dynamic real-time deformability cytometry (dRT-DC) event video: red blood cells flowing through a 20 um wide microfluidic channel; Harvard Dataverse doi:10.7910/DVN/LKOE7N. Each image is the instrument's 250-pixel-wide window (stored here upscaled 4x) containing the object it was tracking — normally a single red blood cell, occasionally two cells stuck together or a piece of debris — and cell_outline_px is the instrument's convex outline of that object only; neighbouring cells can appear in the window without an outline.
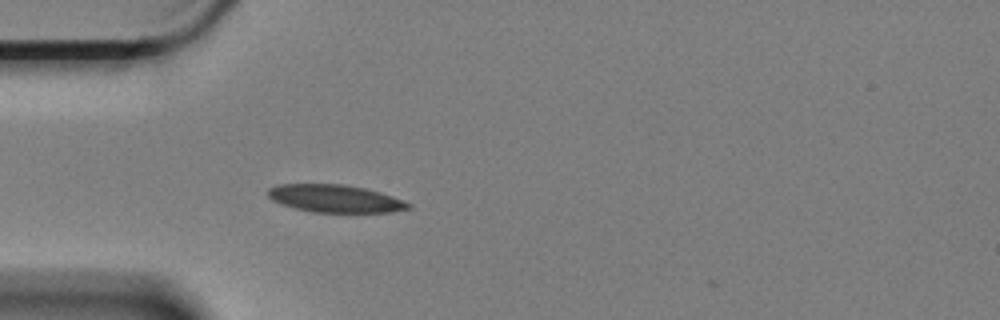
{"species": "Egyptian fruit bat (a non-hibernating species)", "species_latin": "Rousettus aegyptiacus", "temperature_condition": "cold", "stored_images_in_passage": 5, "camera_frame_rate_fps": 3000, "um_per_image_px": 0.085, "animal": {"sex": "female"}, "frame": {"image": 1, "passage_image": 5, "time_ms": 1.333, "image_size_px": [1000, 320], "cell_outline_px": [[412, 208], [392, 212], [312, 212], [280, 204], [272, 200], [268, 196], [268, 188], [276, 184], [340, 184], [364, 188], [380, 192], [412, 204]], "centroid_in_image_um": [28.46, 16.88], "position_along_channel_um": 56.5, "area_um2": 22.54}}